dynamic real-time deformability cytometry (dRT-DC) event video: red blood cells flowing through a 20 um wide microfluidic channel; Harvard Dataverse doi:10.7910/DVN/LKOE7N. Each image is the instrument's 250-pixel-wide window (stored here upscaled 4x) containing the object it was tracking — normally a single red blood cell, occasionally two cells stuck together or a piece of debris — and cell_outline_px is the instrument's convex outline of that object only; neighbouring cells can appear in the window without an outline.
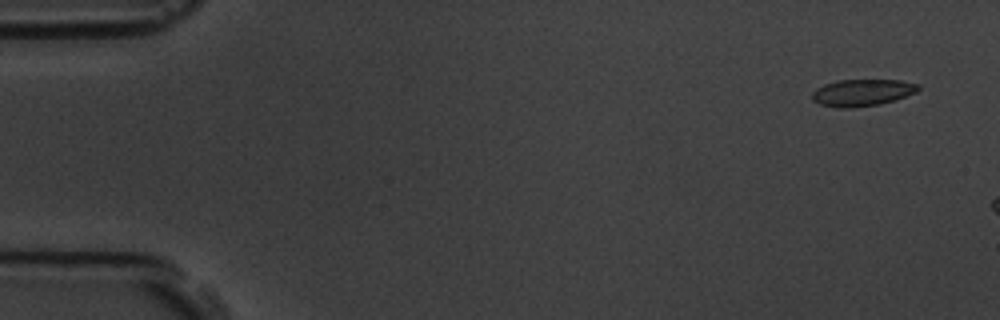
{"species": "common noctule bat (a hibernating species)", "species_latin": "Nyctalus noctula", "temperature_condition": "room temperature", "stored_images_in_passage": 3, "camera_frame_rate_fps": 3000, "um_per_image_px": 0.085, "animal": {"sex": "male", "body_mass_g": 19.5, "forearm_length_mm": 54.6}, "frame": {"image": 1, "passage_image": 1, "time_ms": 0.0, "image_size_px": [1000, 320], "cell_outline_px": [[920, 88], [916, 92], [896, 100], [880, 104], [852, 108], [836, 108], [820, 104], [812, 100], [812, 92], [816, 88], [824, 84], [836, 80], [900, 80], [920, 84]], "centroid_in_image_um": [73.28, 7.87], "position_along_channel_um": 11.7, "area_um2": 16.82}}